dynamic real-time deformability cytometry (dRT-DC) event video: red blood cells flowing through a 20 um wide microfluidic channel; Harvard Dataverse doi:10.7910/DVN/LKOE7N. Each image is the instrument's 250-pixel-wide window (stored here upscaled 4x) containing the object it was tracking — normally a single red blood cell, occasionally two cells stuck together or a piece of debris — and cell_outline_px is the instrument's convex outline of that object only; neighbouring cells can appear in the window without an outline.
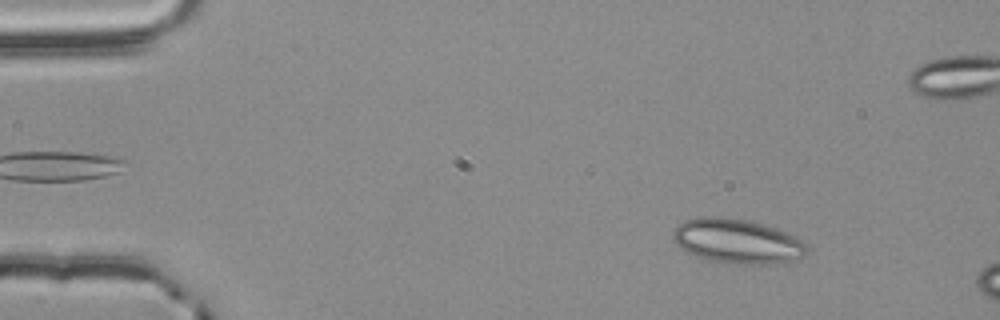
{"species": "common noctule bat (a hibernating species)", "species_latin": "Nyctalus noctula", "temperature_condition": "room temperature", "stored_images_in_passage": 14, "camera_frame_rate_fps": 3000, "um_per_image_px": 0.085, "animal": {"sex": "male", "body_mass_g": 20.4}, "frame": {"image": 1, "passage_image": 7, "time_ms": 2.0, "image_size_px": [1000, 320], "cell_outline_px": [[808, 248], [804, 256], [772, 264], [736, 264], [708, 260], [696, 256], [680, 248], [672, 240], [672, 232], [676, 224], [684, 220], [700, 216], [724, 216], [748, 220], [764, 224], [788, 232], [800, 240]], "centroid_in_image_um": [62.59, 20.48], "position_along_channel_um": 22.4, "area_um2": 35.03}}